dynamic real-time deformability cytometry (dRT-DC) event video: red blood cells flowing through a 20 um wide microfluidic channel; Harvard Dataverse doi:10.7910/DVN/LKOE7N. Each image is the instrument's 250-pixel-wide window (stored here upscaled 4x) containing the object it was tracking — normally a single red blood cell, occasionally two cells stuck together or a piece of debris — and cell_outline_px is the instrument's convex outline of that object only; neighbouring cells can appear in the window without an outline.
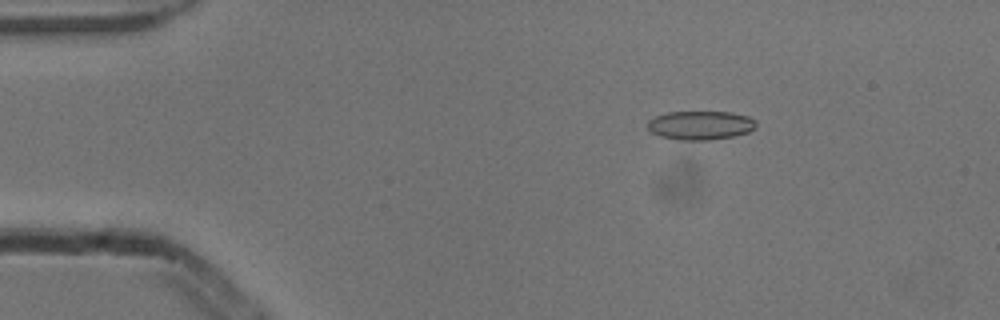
{"species": "common noctule bat (a hibernating species)", "species_latin": "Nyctalus noctula", "temperature_condition": "cold", "stored_images_in_passage": 53, "camera_frame_rate_fps": 3000, "um_per_image_px": 0.085, "animal": {"sex": "male", "body_mass_g": 13.3}, "frame": {"image": 1, "passage_image": 9, "time_ms": 2.667, "image_size_px": [1000, 320], "cell_outline_px": [[756, 128], [748, 132], [732, 136], [708, 140], [680, 140], [660, 136], [652, 132], [648, 128], [648, 120], [656, 116], [668, 112], [732, 112], [748, 116], [756, 120]], "centroid_in_image_um": [59.56, 10.64], "position_along_channel_um": 25.4, "area_um2": 18.21}}
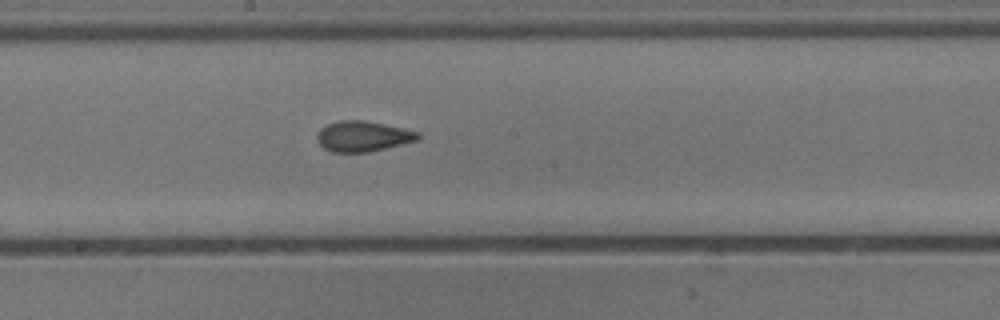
{"frame": {"image": 2, "passage_image": 29, "time_ms": 9.333, "image_size_px": [1000, 320], "cell_outline_px": [[420, 136], [416, 140], [368, 152], [332, 152], [324, 148], [316, 140], [316, 136], [320, 128], [328, 124], [340, 120], [364, 120], [404, 128], [420, 132]], "centroid_in_image_um": [30.81, 11.57], "position_along_channel_um": 217.4, "area_um2": 17.8}}
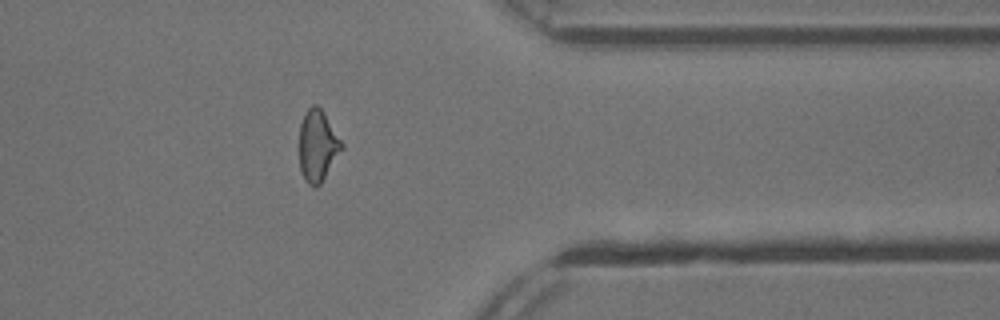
{"frame": {"image": 3, "passage_image": 43, "time_ms": 14.0, "image_size_px": [1000, 320], "cell_outline_px": [[344, 148], [320, 184], [316, 188], [308, 184], [304, 180], [300, 168], [300, 124], [308, 108], [312, 104], [316, 104], [324, 112], [344, 144]], "centroid_in_image_um": [27.02, 12.4], "position_along_channel_um": 384.4, "area_um2": 17.69}, "authors_computed_cell_mechanics": {"area_um2": 17.8602, "velocity_mm_per_s": 3.8798, "shape_relaxation_time_tau1_ms": 4.3318, "shape_relaxation_time_tau2_ms": 1.1594, "deformation_change_tau1": 0.1415, "deformation_change_tau2": 0.0778}}